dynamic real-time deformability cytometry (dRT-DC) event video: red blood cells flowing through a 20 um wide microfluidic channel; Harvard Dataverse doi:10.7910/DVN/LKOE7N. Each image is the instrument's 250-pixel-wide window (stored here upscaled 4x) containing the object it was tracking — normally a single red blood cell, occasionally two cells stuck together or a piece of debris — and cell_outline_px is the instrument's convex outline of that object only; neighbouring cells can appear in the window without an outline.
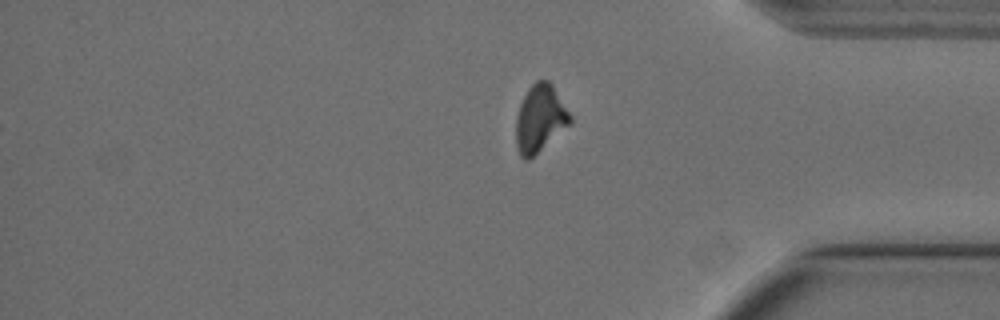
{"species": "Egyptian fruit bat (a non-hibernating species)", "species_latin": "Rousettus aegyptiacus", "temperature_condition": "cold", "stored_images_in_passage": 41, "camera_frame_rate_fps": 3000, "um_per_image_px": 0.085, "animal": {"sex": "female"}, "frame": {"image": 1, "passage_image": 41, "time_ms": 13.333, "image_size_px": [1000, 320], "cell_outline_px": [[572, 124], [528, 160], [524, 160], [520, 156], [516, 144], [516, 116], [520, 104], [528, 88], [536, 80], [548, 80], [552, 84], [572, 116]], "centroid_in_image_um": [45.91, 10.08], "position_along_channel_um": 389.3, "area_um2": 21.33}}